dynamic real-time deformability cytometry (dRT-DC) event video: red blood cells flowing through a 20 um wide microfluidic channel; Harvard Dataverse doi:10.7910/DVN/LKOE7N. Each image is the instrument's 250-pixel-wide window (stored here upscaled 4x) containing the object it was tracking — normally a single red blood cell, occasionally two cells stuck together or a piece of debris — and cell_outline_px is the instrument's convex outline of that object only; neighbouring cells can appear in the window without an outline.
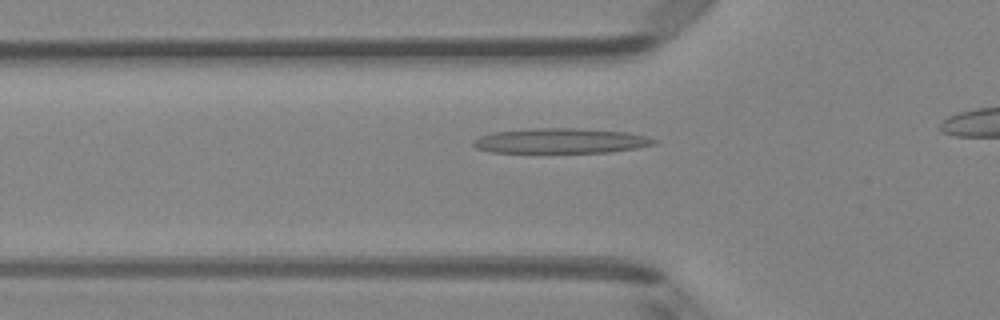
{"species": "Egyptian fruit bat (a non-hibernating species)", "species_latin": "Rousettus aegyptiacus", "temperature_condition": "room temperature", "stored_images_in_passage": 33, "camera_frame_rate_fps": 3000, "um_per_image_px": 0.085, "animal": {"sex": "female"}, "frame": {"image": 1, "passage_image": 9, "time_ms": 2.667, "image_size_px": [1000, 320], "cell_outline_px": [[660, 140], [656, 144], [636, 148], [608, 152], [492, 152], [476, 148], [472, 144], [480, 136], [492, 132], [536, 128], [576, 128], [628, 132], [648, 136]], "centroid_in_image_um": [47.73, 11.96], "position_along_channel_um": 78.1, "area_um2": 26.3}}
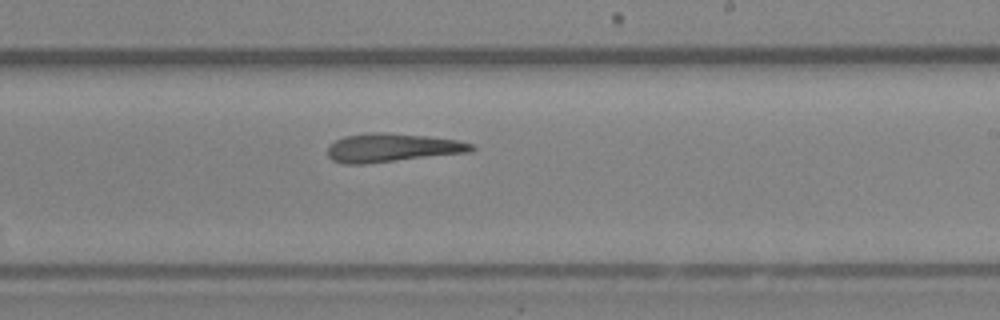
{"frame": {"image": 2, "passage_image": 22, "time_ms": 7.0, "image_size_px": [1000, 320], "cell_outline_px": [[476, 148], [472, 152], [364, 164], [344, 164], [332, 160], [328, 156], [328, 144], [344, 136], [368, 132], [384, 132], [428, 136], [460, 140], [472, 144]], "centroid_in_image_um": [33.34, 12.55], "position_along_channel_um": 255.7, "area_um2": 24.22}}
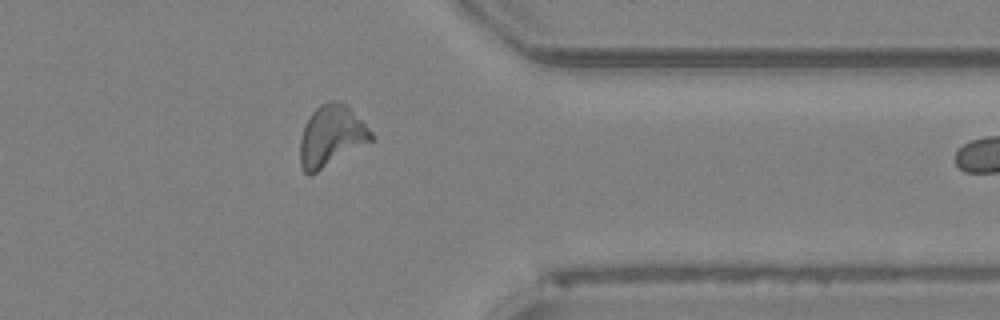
{"frame": {"image": 3, "passage_image": 32, "time_ms": 10.333, "image_size_px": [1000, 320], "cell_outline_px": [[372, 140], [312, 176], [308, 176], [304, 172], [300, 164], [300, 140], [304, 124], [312, 112], [320, 104], [328, 100], [336, 100], [348, 104], [372, 132]], "centroid_in_image_um": [28.13, 11.56], "position_along_channel_um": 383.3, "area_um2": 25.61}}